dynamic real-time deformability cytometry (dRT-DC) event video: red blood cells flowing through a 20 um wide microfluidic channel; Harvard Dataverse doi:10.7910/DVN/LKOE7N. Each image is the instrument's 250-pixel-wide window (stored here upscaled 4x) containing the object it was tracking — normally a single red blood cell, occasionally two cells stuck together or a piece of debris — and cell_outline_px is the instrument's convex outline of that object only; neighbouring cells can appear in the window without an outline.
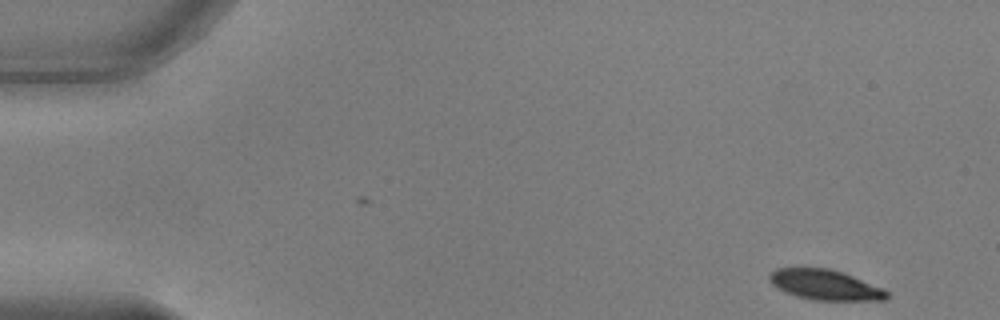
{"species": "common noctule bat (a hibernating species)", "species_latin": "Nyctalus noctula", "temperature_condition": "warm", "stored_images_in_passage": 50, "camera_frame_rate_fps": 3000, "um_per_image_px": 0.085, "animal": {"sex": "male", "body_mass_g": 17.9, "forearm_length_mm": 54.2}, "frame": {"image": 1, "passage_image": 1, "time_ms": 0.0, "image_size_px": [1000, 320], "cell_outline_px": [[888, 296], [884, 300], [812, 300], [796, 296], [784, 292], [772, 284], [768, 280], [768, 276], [776, 268], [828, 268], [852, 276], [884, 288], [888, 292]], "centroid_in_image_um": [70.11, 24.22], "position_along_channel_um": 14.9, "area_um2": 20.58}}
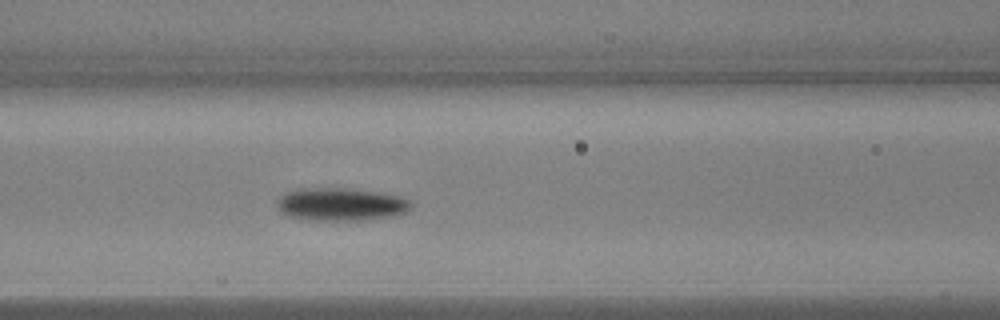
{"frame": {"image": 2, "passage_image": 20, "time_ms": 6.333, "image_size_px": [1000, 320], "cell_outline_px": [[412, 204], [404, 212], [388, 216], [368, 220], [308, 220], [288, 216], [280, 212], [276, 204], [288, 192], [316, 188], [344, 188], [376, 192], [400, 196], [408, 200]], "centroid_in_image_um": [28.97, 17.38], "position_along_channel_um": 137.6, "area_um2": 25.03}}
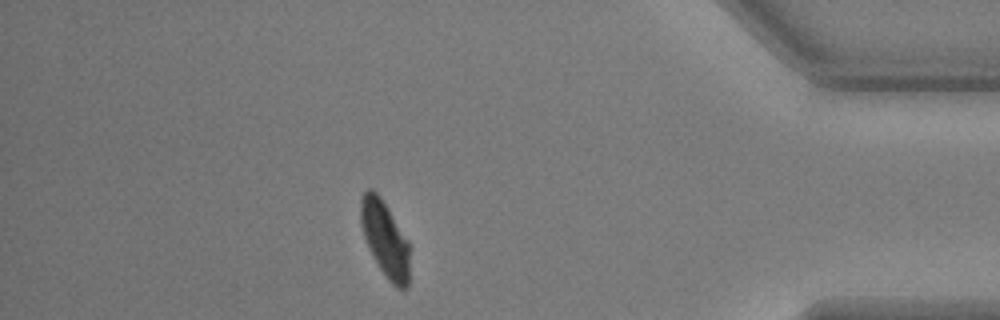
{"frame": {"image": 3, "passage_image": 44, "time_ms": 14.333, "image_size_px": [1000, 320], "cell_outline_px": [[408, 288], [396, 288], [388, 280], [380, 268], [364, 236], [360, 224], [360, 200], [364, 192], [368, 188], [372, 188], [380, 196], [408, 240]], "centroid_in_image_um": [32.71, 20.28], "position_along_channel_um": 402.5, "area_um2": 21.21}, "authors_computed_cell_mechanics": {"area_um2": 23.0911, "velocity_mm_per_s": 3.7923, "shape_relaxation_time_tau1_ms": 2.0916, "shape_relaxation_time_tau2_ms": null, "deformation_change_tau1": 0.1266, "deformation_change_tau2": null}}